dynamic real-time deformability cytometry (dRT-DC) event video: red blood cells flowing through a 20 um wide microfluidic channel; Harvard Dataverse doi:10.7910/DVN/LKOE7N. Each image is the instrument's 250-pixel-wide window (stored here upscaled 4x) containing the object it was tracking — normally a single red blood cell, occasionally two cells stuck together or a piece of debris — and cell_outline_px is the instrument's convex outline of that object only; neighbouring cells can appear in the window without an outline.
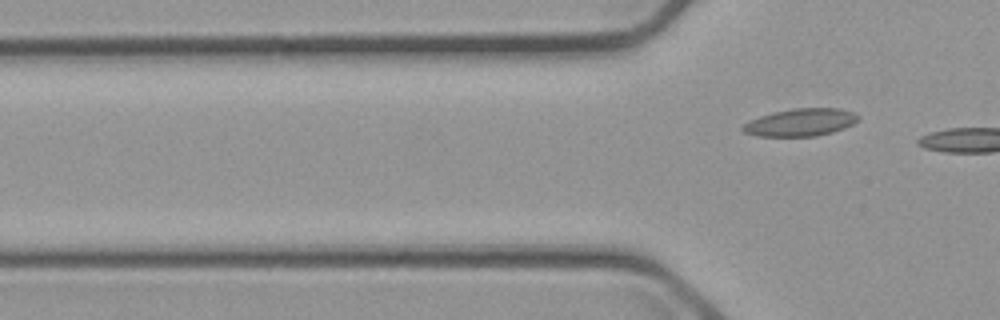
{"species": "common noctule bat (a hibernating species)", "species_latin": "Nyctalus noctula", "temperature_condition": "cold", "stored_images_in_passage": 4, "camera_frame_rate_fps": 3000, "um_per_image_px": 0.085, "animal": {"sex": "male", "body_mass_g": 23.1, "forearm_length_mm": 52.7}, "frame": {"image": 1, "passage_image": 4, "time_ms": 4.0, "image_size_px": [1000, 320], "cell_outline_px": [[860, 116], [852, 124], [844, 128], [832, 132], [816, 136], [756, 136], [744, 132], [740, 128], [744, 124], [760, 116], [772, 112], [792, 108], [840, 108], [852, 112]], "centroid_in_image_um": [68.03, 10.4], "position_along_channel_um": 57.8, "area_um2": 18.44}}